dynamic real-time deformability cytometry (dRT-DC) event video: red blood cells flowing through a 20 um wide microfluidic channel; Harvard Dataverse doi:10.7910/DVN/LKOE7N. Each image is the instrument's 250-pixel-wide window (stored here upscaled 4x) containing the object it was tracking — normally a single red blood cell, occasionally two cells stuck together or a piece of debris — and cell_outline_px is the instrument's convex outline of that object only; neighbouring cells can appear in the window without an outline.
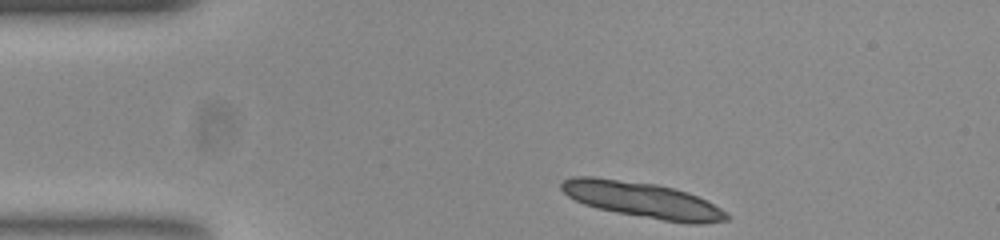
{"species": "common noctule bat (a hibernating species)", "species_latin": "Nyctalus noctula", "temperature_condition": "room temperature", "stored_images_in_passage": 11, "camera_frame_rate_fps": 3000, "um_per_image_px": 0.085, "animal": {"sex": "female", "body_mass_g": 23.0, "forearm_length_mm": 53.4}, "frame": {"image": 1, "passage_image": 1, "time_ms": 0.0, "image_size_px": [1000, 240], "cell_outline_px": [[732, 216], [728, 220], [700, 224], [688, 224], [616, 212], [596, 208], [584, 204], [568, 196], [560, 188], [560, 184], [564, 180], [572, 176], [592, 176], [656, 184], [676, 188], [688, 192], [728, 212]], "centroid_in_image_um": [54.63, 16.99], "position_along_channel_um": 30.4, "area_um2": 34.33}}